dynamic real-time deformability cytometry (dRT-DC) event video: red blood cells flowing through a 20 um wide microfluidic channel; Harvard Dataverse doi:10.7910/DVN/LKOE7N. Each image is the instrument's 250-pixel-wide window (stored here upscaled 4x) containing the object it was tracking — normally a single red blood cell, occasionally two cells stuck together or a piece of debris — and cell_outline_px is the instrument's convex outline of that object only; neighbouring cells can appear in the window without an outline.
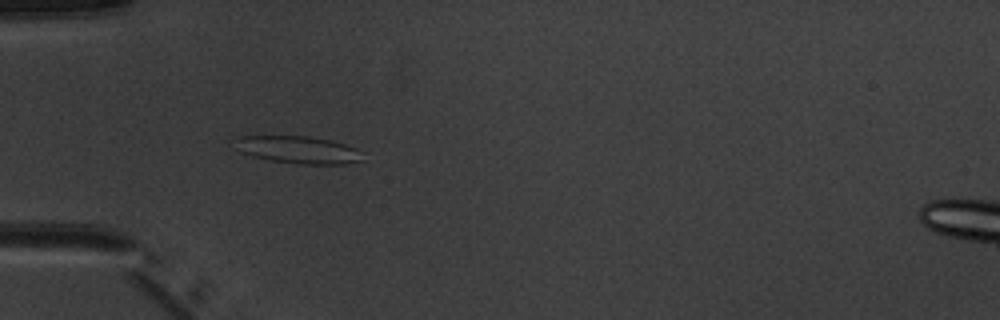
{"species": "common noctule bat (a hibernating species)", "species_latin": "Nyctalus noctula", "temperature_condition": "warm", "stored_images_in_passage": 8, "camera_frame_rate_fps": 3000, "um_per_image_px": 0.085, "animal": {"sex": "male", "body_mass_g": 20.1, "forearm_length_mm": 53.5}, "frame": {"image": 1, "passage_image": 4, "time_ms": 4.333, "image_size_px": [1000, 320], "cell_outline_px": [[364, 160], [344, 164], [296, 164], [268, 160], [252, 156], [240, 152], [228, 144], [240, 136], [308, 136], [332, 140], [356, 148], [364, 152]], "centroid_in_image_um": [25.31, 12.73], "position_along_channel_um": 59.7, "area_um2": 20.98}}
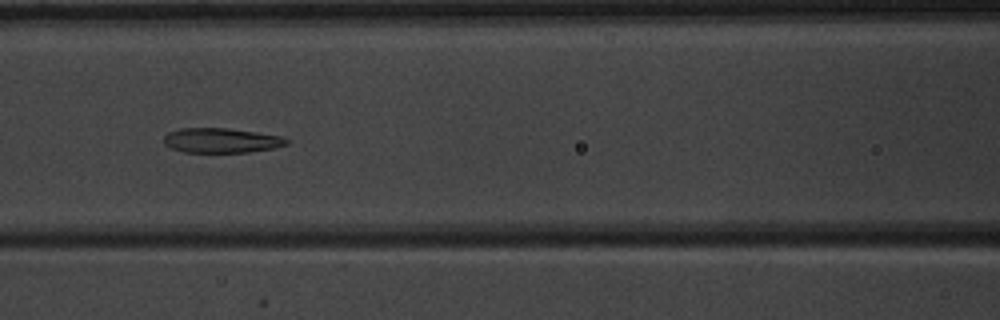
{"frame": {"image": 2, "passage_image": 6, "time_ms": 6.667, "image_size_px": [1000, 320], "cell_outline_px": [[288, 144], [276, 148], [252, 152], [184, 152], [172, 148], [164, 144], [164, 136], [168, 132], [180, 128], [228, 128], [256, 132], [280, 136], [288, 140]], "centroid_in_image_um": [18.82, 11.94], "position_along_channel_um": 147.8, "area_um2": 17.74}}
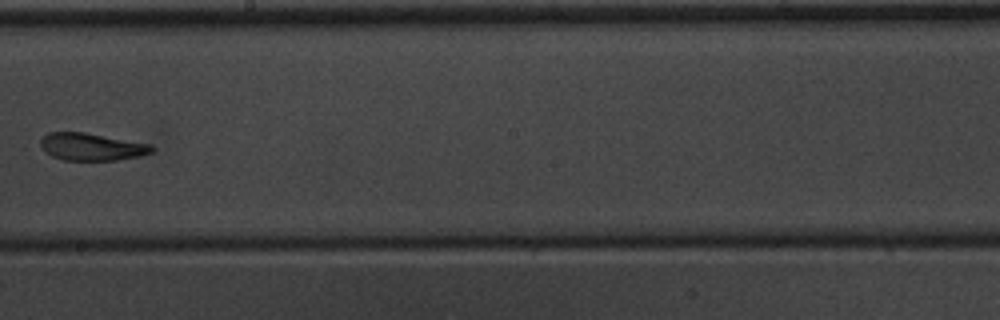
{"frame": {"image": 3, "passage_image": 8, "time_ms": 9.0, "image_size_px": [1000, 320], "cell_outline_px": [[156, 148], [152, 152], [140, 156], [116, 160], [64, 160], [52, 156], [44, 152], [40, 144], [40, 140], [48, 132], [84, 132], [152, 144]], "centroid_in_image_um": [7.8, 12.47], "position_along_channel_um": 240.4, "area_um2": 17.86}}